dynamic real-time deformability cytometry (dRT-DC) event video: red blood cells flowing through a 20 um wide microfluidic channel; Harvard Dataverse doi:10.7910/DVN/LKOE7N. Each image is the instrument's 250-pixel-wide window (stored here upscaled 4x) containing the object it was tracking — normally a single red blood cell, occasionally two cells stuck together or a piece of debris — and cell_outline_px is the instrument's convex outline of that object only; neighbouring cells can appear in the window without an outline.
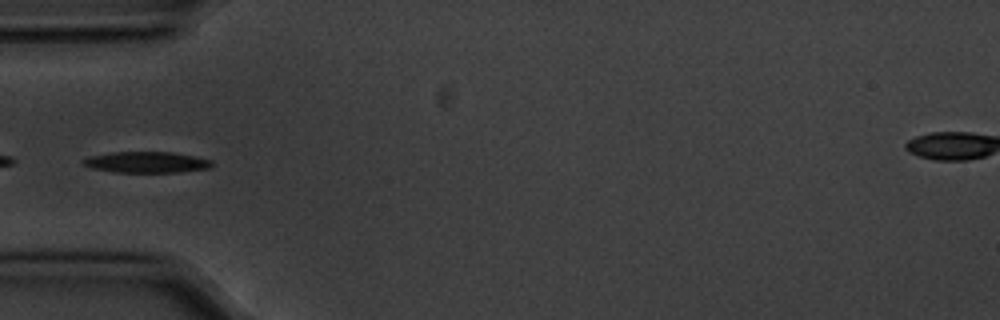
{"species": "common noctule bat (a hibernating species)", "species_latin": "Nyctalus noctula", "temperature_condition": "cold", "stored_images_in_passage": 6, "segment_of_instrument_passage": [2, 2], "camera_frame_rate_fps": 3000, "um_per_image_px": 0.085, "animal": {"sex": "male", "body_mass_g": 20.1, "forearm_length_mm": 53.5}, "frame": {"image": 1, "passage_image": 5, "time_ms": 1.333, "image_size_px": [1000, 320], "cell_outline_px": [[212, 168], [180, 172], [112, 172], [92, 168], [84, 164], [80, 160], [88, 156], [108, 152], [172, 152], [212, 160]], "centroid_in_image_um": [12.42, 13.79], "position_along_channel_um": 72.6, "area_um2": 15.9}}